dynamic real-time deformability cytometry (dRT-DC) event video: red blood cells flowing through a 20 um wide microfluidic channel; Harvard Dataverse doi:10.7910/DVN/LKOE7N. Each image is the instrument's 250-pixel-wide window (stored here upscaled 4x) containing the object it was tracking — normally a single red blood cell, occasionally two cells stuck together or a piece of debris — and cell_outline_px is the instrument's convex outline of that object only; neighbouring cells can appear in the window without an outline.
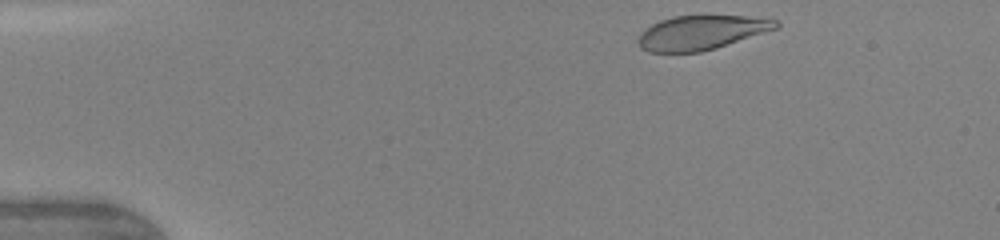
{"species": "human", "species_latin": "Homo sapiens", "temperature_condition": "warm", "stored_images_in_passage": 42, "camera_frame_rate_fps": 3000, "um_per_image_px": 0.085, "donor": {"sex": "female"}, "frame": {"image": 1, "passage_image": 2, "time_ms": 0.333, "image_size_px": [1000, 240], "cell_outline_px": [[780, 24], [776, 28], [716, 48], [700, 52], [648, 52], [640, 48], [636, 40], [640, 32], [652, 24], [660, 20], [672, 16], [704, 12], [744, 16], [776, 20]], "centroid_in_image_um": [59.54, 2.72], "position_along_channel_um": 25.5, "area_um2": 28.32}}
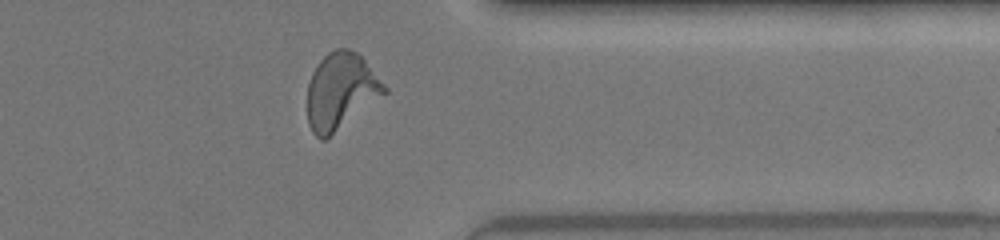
{"frame": {"image": 2, "passage_image": 33, "time_ms": 10.667, "image_size_px": [1000, 240], "cell_outline_px": [[388, 92], [324, 140], [320, 140], [312, 132], [308, 124], [308, 84], [312, 72], [320, 60], [328, 52], [336, 48], [348, 48], [356, 52], [364, 60], [388, 88]], "centroid_in_image_um": [28.96, 7.74], "position_along_channel_um": 382.4, "area_um2": 33.93}}
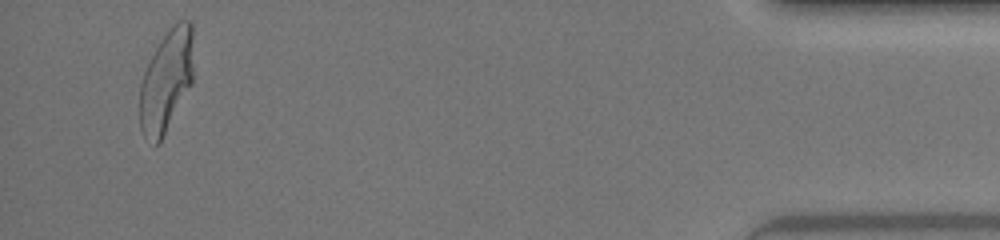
{"frame": {"image": 3, "passage_image": 40, "time_ms": 13.0, "image_size_px": [1000, 240], "cell_outline_px": [[192, 84], [160, 140], [156, 144], [144, 140], [140, 128], [140, 84], [144, 72], [160, 40], [168, 28], [172, 24], [180, 20], [188, 20], [192, 24]], "centroid_in_image_um": [14.12, 6.86], "position_along_channel_um": 421.1, "area_um2": 31.67}, "authors_computed_cell_mechanics": {"area_um2": 31.7611, "velocity_mm_per_s": 4.3074, "shape_relaxation_time_tau1_ms": 3.0224, "shape_relaxation_time_tau2_ms": null, "deformation_change_tau1": 0.1779, "deformation_change_tau2": null}}